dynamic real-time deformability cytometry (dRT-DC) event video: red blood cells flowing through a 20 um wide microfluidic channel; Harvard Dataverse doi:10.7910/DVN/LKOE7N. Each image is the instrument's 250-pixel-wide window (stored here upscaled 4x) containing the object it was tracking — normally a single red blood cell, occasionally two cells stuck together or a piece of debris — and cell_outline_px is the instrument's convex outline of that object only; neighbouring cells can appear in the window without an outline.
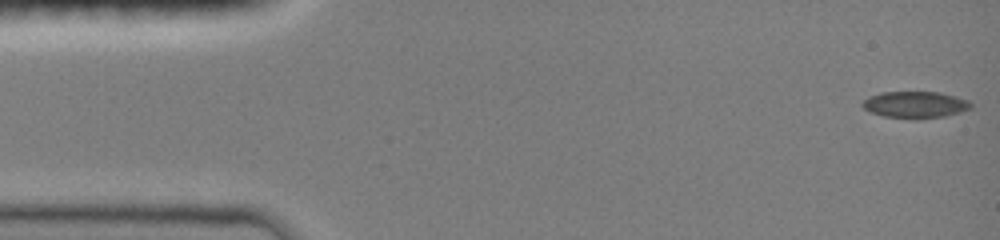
{"species": "common noctule bat (a hibernating species)", "species_latin": "Nyctalus noctula", "temperature_condition": "room temperature", "stored_images_in_passage": 48, "camera_frame_rate_fps": 3000, "um_per_image_px": 0.085, "animal": {"sex": "female", "body_mass_g": 19.0, "forearm_length_mm": 51.5}, "frame": {"image": 1, "passage_image": 1, "time_ms": 0.0, "image_size_px": [1000, 240], "cell_outline_px": [[972, 108], [960, 112], [944, 116], [916, 120], [912, 120], [884, 116], [872, 112], [864, 108], [860, 104], [868, 96], [880, 92], [940, 92], [968, 100], [972, 104]], "centroid_in_image_um": [77.78, 8.91], "position_along_channel_um": 7.2, "area_um2": 17.05}}
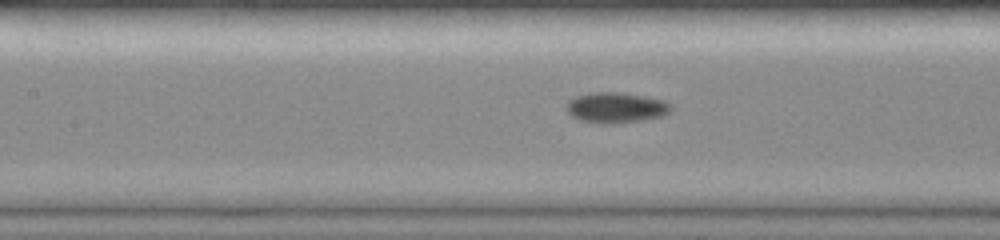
{"frame": {"image": 2, "passage_image": 21, "time_ms": 6.667, "image_size_px": [1000, 240], "cell_outline_px": [[672, 108], [664, 116], [644, 120], [612, 124], [604, 124], [580, 120], [572, 116], [568, 112], [568, 100], [576, 96], [592, 92], [620, 92], [664, 100], [672, 104]], "centroid_in_image_um": [52.39, 9.15], "position_along_channel_um": 155.0, "area_um2": 18.61}}
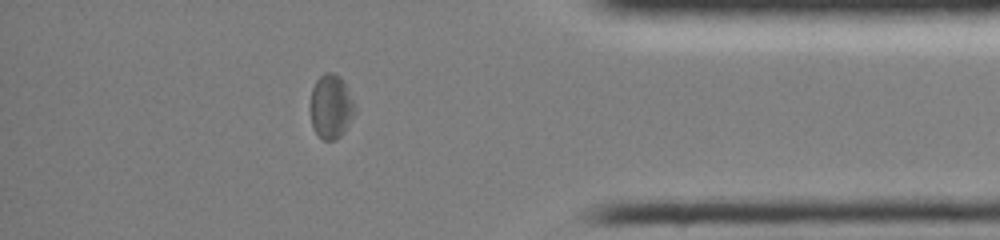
{"frame": {"image": 3, "passage_image": 41, "time_ms": 13.333, "image_size_px": [1000, 240], "cell_outline_px": [[356, 108], [344, 132], [336, 140], [324, 140], [316, 132], [312, 124], [308, 108], [312, 88], [316, 80], [324, 72], [332, 72], [340, 76], [344, 80], [356, 104]], "centroid_in_image_um": [28.12, 9.02], "position_along_channel_um": 407.1, "area_um2": 16.99}}